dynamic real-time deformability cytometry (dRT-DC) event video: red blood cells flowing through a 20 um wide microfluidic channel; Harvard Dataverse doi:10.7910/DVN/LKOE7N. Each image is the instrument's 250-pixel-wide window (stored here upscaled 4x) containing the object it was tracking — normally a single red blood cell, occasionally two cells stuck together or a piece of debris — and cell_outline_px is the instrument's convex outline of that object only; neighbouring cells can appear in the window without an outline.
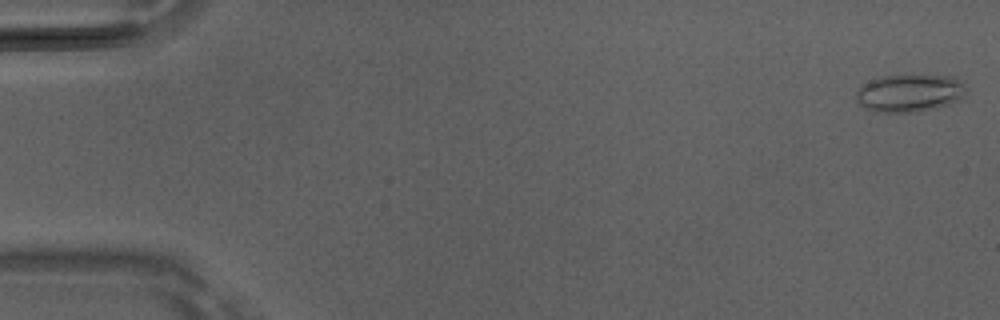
{"species": "Egyptian fruit bat (a non-hibernating species)", "species_latin": "Rousettus aegyptiacus", "temperature_condition": "room temperature", "stored_images_in_passage": 10, "camera_frame_rate_fps": 3000, "um_per_image_px": 0.085, "animal": {"sex": "male"}, "frame": {"image": 1, "passage_image": 1, "time_ms": 0.0, "image_size_px": [1000, 320], "cell_outline_px": [[968, 88], [964, 96], [960, 100], [936, 108], [916, 112], [876, 112], [864, 108], [856, 100], [856, 88], [860, 84], [880, 76], [952, 76], [960, 80]], "centroid_in_image_um": [77.29, 7.92], "position_along_channel_um": 7.7, "area_um2": 24.39}}